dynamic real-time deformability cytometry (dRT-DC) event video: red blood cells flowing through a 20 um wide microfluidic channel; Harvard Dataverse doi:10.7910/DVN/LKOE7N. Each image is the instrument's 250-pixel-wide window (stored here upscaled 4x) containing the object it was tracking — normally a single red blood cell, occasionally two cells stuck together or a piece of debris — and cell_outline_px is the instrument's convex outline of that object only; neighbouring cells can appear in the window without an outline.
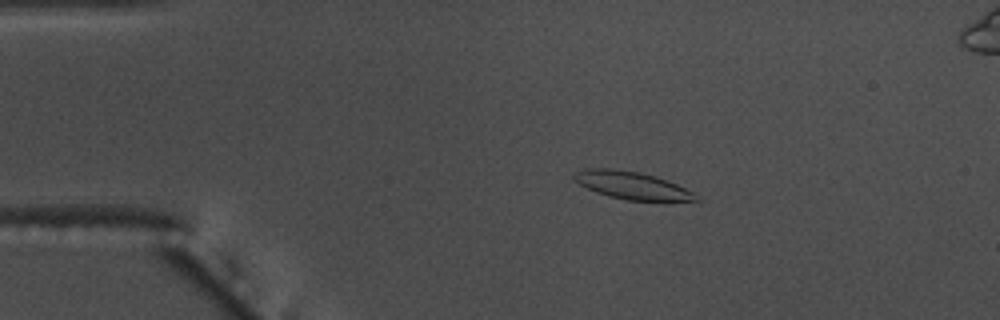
{"species": "common noctule bat (a hibernating species)", "species_latin": "Nyctalus noctula", "temperature_condition": "warm", "stored_images_in_passage": 51, "camera_frame_rate_fps": 3000, "um_per_image_px": 0.085, "animal": {"sex": "male", "body_mass_g": 17.5, "forearm_length_mm": 52.3}, "frame": {"image": 1, "passage_image": 5, "time_ms": 1.333, "image_size_px": [1000, 320], "cell_outline_px": [[700, 200], [664, 204], [628, 200], [608, 196], [596, 192], [580, 184], [572, 176], [576, 172], [584, 168], [608, 168], [640, 172], [656, 176], [676, 184], [692, 192]], "centroid_in_image_um": [53.8, 15.81], "position_along_channel_um": 31.2, "area_um2": 20.17}}
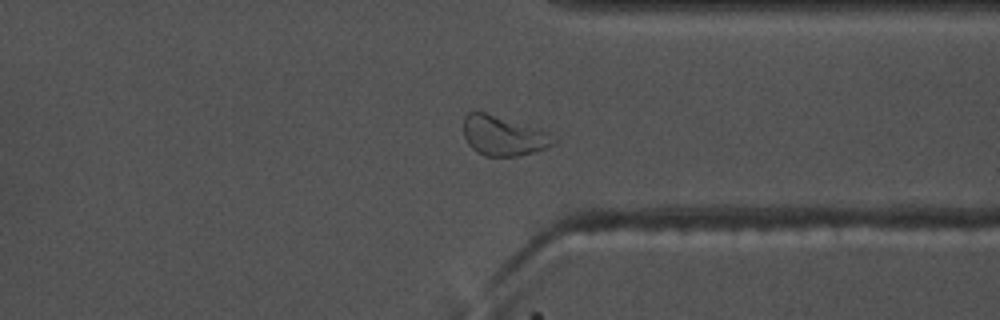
{"frame": {"image": 2, "passage_image": 37, "time_ms": 12.0, "image_size_px": [1000, 320], "cell_outline_px": [[560, 140], [556, 144], [536, 152], [520, 156], [484, 156], [476, 152], [468, 144], [464, 136], [464, 116], [468, 112], [484, 112], [552, 132]], "centroid_in_image_um": [42.87, 11.56], "position_along_channel_um": 368.5, "area_um2": 21.33}}
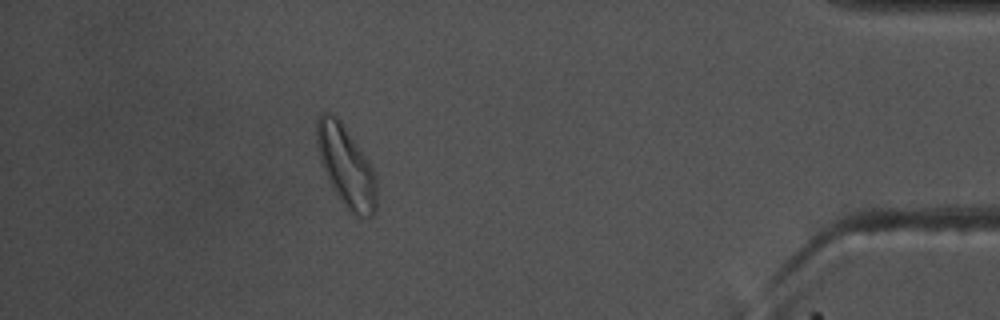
{"frame": {"image": 3, "passage_image": 44, "time_ms": 14.333, "image_size_px": [1000, 320], "cell_outline_px": [[376, 212], [372, 216], [356, 216], [344, 208], [328, 180], [320, 160], [316, 148], [316, 116], [320, 112], [328, 112], [336, 116], [340, 120], [368, 160], [376, 176]], "centroid_in_image_um": [29.39, 14.13], "position_along_channel_um": 405.8, "area_um2": 28.44}}